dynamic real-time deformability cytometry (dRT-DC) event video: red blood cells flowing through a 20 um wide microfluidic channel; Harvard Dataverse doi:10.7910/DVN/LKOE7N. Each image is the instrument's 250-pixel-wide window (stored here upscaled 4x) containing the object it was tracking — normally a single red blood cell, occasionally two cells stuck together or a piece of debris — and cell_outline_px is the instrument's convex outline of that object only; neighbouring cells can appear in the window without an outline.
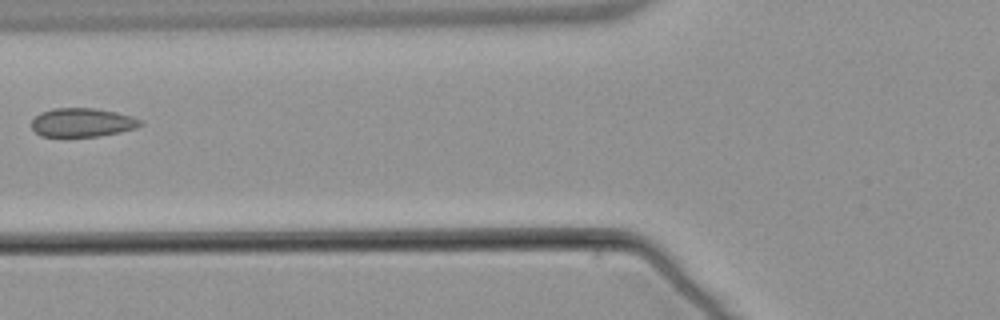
{"species": "common noctule bat (a hibernating species)", "species_latin": "Nyctalus noctula", "temperature_condition": "warm", "stored_images_in_passage": 3, "camera_frame_rate_fps": 3000, "um_per_image_px": 0.085, "animal": {"sex": "male", "body_mass_g": 21.5, "forearm_length_mm": 52.0}, "frame": {"image": 1, "passage_image": 3, "time_ms": 2.333, "image_size_px": [1000, 320], "cell_outline_px": [[144, 124], [136, 128], [100, 136], [40, 136], [32, 128], [32, 120], [40, 112], [52, 108], [96, 108], [116, 112], [132, 116], [144, 120]], "centroid_in_image_um": [7.02, 10.4], "position_along_channel_um": 118.8, "area_um2": 18.32}}